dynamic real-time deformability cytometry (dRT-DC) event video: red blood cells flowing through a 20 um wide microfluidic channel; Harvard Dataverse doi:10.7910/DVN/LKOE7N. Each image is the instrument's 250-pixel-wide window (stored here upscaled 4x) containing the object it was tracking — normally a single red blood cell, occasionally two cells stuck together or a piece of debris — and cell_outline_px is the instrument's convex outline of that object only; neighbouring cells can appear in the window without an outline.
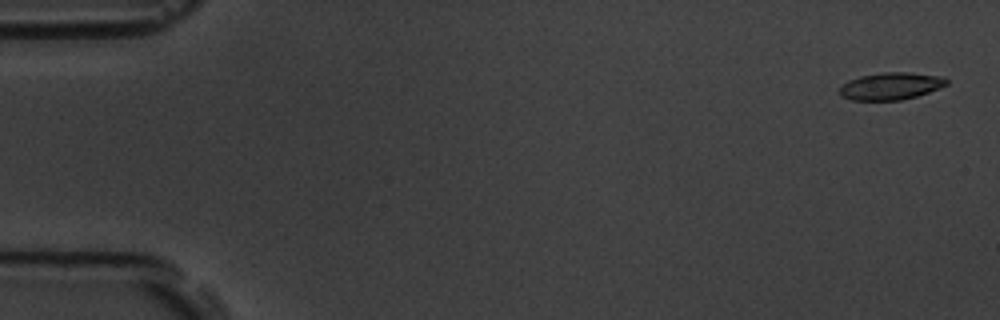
{"species": "common noctule bat (a hibernating species)", "species_latin": "Nyctalus noctula", "temperature_condition": "room temperature", "stored_images_in_passage": 10, "camera_frame_rate_fps": 3000, "um_per_image_px": 0.085, "animal": {"sex": "male", "body_mass_g": 19.5, "forearm_length_mm": 54.6}, "frame": {"image": 1, "passage_image": 1, "time_ms": 0.0, "image_size_px": [1000, 320], "cell_outline_px": [[948, 84], [928, 92], [916, 96], [900, 100], [852, 100], [840, 96], [840, 88], [848, 80], [860, 76], [884, 72], [908, 72], [944, 76], [948, 80]], "centroid_in_image_um": [75.73, 7.31], "position_along_channel_um": 9.3, "area_um2": 16.94}}
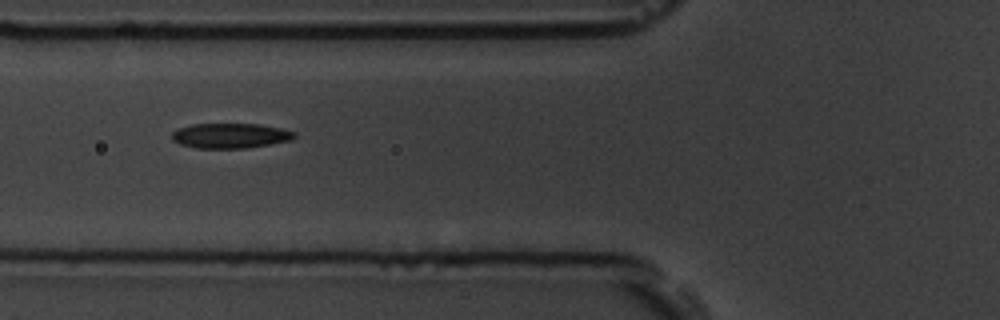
{"frame": {"image": 2, "passage_image": 7, "time_ms": 6.667, "image_size_px": [1000, 320], "cell_outline_px": [[296, 136], [292, 140], [244, 148], [196, 148], [180, 144], [172, 140], [172, 132], [176, 128], [192, 124], [260, 124], [280, 128], [296, 132]], "centroid_in_image_um": [19.55, 11.53], "position_along_channel_um": 106.2, "area_um2": 17.86}}
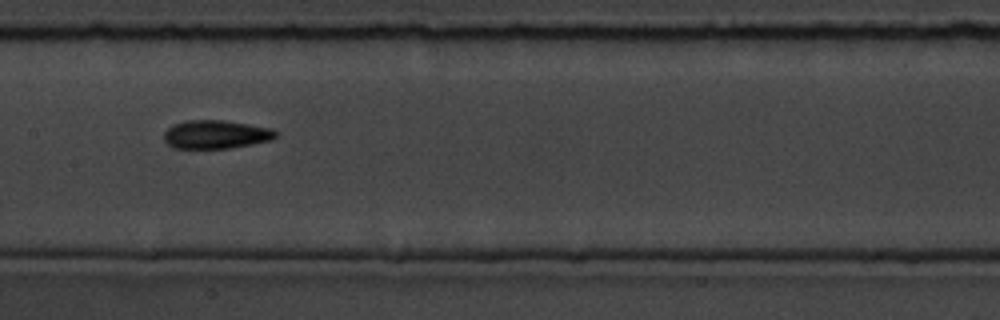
{"frame": {"image": 3, "passage_image": 9, "time_ms": 9.0, "image_size_px": [1000, 320], "cell_outline_px": [[276, 136], [272, 140], [252, 144], [228, 148], [172, 148], [164, 140], [164, 132], [172, 124], [184, 120], [224, 120], [272, 128], [276, 132]], "centroid_in_image_um": [18.32, 11.42], "position_along_channel_um": 189.1, "area_um2": 18.61}}